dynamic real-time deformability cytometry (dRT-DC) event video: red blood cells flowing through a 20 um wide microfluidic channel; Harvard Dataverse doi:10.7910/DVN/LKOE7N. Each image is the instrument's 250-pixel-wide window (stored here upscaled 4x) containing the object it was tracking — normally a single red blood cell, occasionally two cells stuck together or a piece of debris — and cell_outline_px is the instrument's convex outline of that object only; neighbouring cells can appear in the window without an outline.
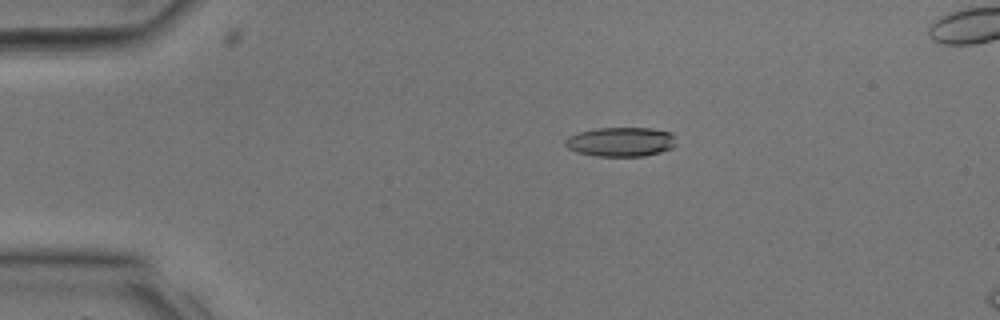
{"species": "common noctule bat (a hibernating species)", "species_latin": "Nyctalus noctula", "temperature_condition": "room temperature", "stored_images_in_passage": 37, "segment_of_instrument_passage": [1, 2], "camera_frame_rate_fps": 3000, "um_per_image_px": 0.085, "animal": {"sex": "male", "body_mass_g": 17.9, "forearm_length_mm": 54.2}, "frame": {"image": 1, "passage_image": 8, "time_ms": 2.333, "image_size_px": [1000, 320], "cell_outline_px": [[676, 144], [672, 148], [660, 152], [644, 156], [596, 156], [576, 152], [568, 148], [564, 144], [564, 140], [568, 136], [580, 132], [596, 128], [652, 128], [672, 132], [676, 136]], "centroid_in_image_um": [52.79, 12.05], "position_along_channel_um": 32.2, "area_um2": 19.19}}
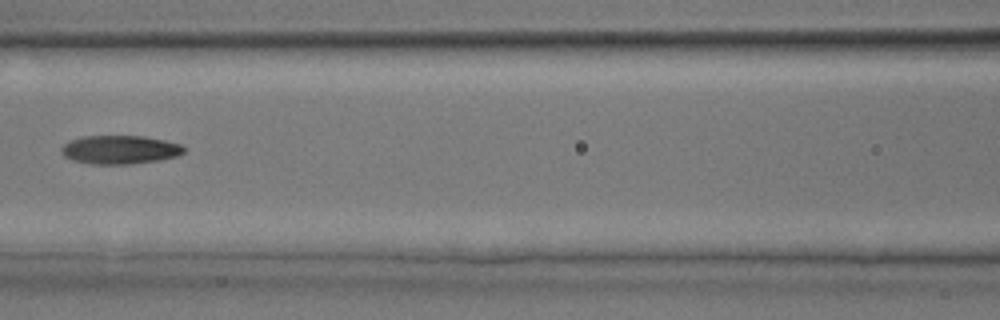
{"frame": {"image": 2, "passage_image": 17, "time_ms": 5.333, "image_size_px": [1000, 320], "cell_outline_px": [[184, 152], [176, 156], [160, 160], [128, 164], [92, 164], [72, 160], [64, 156], [60, 152], [60, 148], [68, 140], [84, 136], [144, 136], [164, 140], [180, 144], [184, 148]], "centroid_in_image_um": [10.14, 12.72], "position_along_channel_um": 156.5, "area_um2": 20.46}}
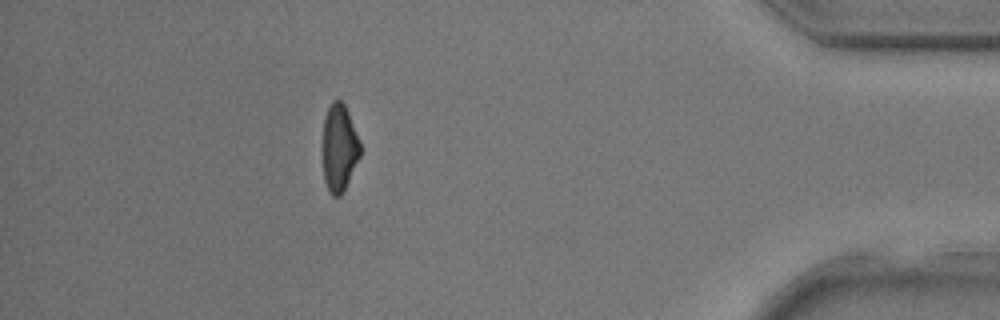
{"frame": {"image": 3, "passage_image": 32, "time_ms": 10.333, "image_size_px": [1000, 320], "cell_outline_px": [[360, 156], [344, 192], [340, 196], [332, 196], [324, 180], [320, 152], [320, 148], [324, 120], [328, 108], [332, 100], [340, 100], [344, 104], [348, 112], [360, 140]], "centroid_in_image_um": [28.79, 12.59], "position_along_channel_um": 406.4, "area_um2": 19.77}}